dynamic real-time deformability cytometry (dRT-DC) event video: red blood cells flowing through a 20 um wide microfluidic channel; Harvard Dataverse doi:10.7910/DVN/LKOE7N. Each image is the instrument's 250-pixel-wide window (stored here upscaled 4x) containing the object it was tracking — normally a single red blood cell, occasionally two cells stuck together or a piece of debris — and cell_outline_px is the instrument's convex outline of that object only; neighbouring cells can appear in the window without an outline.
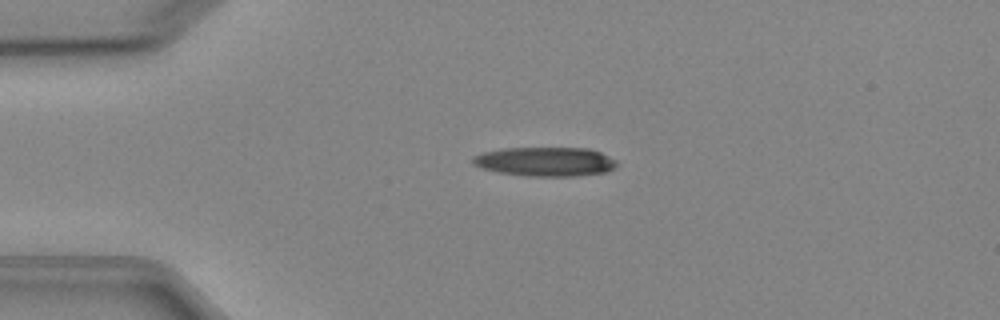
{"species": "Egyptian fruit bat (a non-hibernating species)", "species_latin": "Rousettus aegyptiacus", "temperature_condition": "cold", "stored_images_in_passage": 5, "camera_frame_rate_fps": 3000, "um_per_image_px": 0.085, "animal": {"sex": "female"}, "frame": {"image": 1, "passage_image": 4, "time_ms": 3.667, "image_size_px": [1000, 320], "cell_outline_px": [[616, 168], [608, 172], [576, 176], [528, 176], [500, 172], [484, 168], [472, 164], [472, 156], [484, 152], [504, 148], [588, 148], [600, 152], [616, 160]], "centroid_in_image_um": [46.38, 13.74], "position_along_channel_um": 38.6, "area_um2": 24.45}}